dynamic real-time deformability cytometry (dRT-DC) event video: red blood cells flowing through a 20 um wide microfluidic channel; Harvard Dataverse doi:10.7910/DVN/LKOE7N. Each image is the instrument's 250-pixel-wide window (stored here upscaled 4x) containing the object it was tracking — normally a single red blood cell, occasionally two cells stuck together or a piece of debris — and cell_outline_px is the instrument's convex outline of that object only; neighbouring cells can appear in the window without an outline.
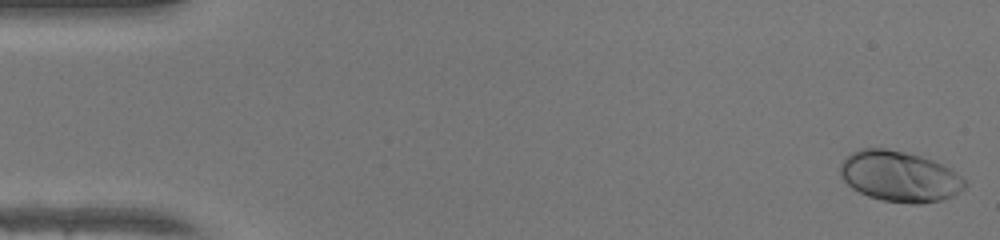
{"species": "human", "species_latin": "Homo sapiens", "temperature_condition": "warm", "stored_images_in_passage": 15, "camera_frame_rate_fps": 3000, "um_per_image_px": 0.085, "donor": {"sex": "female"}, "frame": {"image": 1, "passage_image": 1, "time_ms": 0.0, "image_size_px": [1000, 240], "cell_outline_px": [[968, 184], [960, 192], [952, 196], [940, 200], [920, 204], [912, 204], [884, 200], [868, 196], [852, 188], [840, 176], [840, 164], [852, 152], [860, 148], [884, 148], [904, 152], [920, 156], [932, 160], [956, 172]], "centroid_in_image_um": [76.45, 15.0], "position_along_channel_um": 8.5, "area_um2": 36.53}}